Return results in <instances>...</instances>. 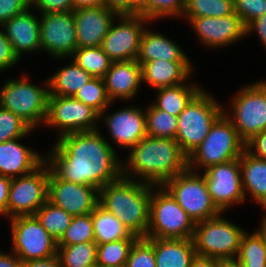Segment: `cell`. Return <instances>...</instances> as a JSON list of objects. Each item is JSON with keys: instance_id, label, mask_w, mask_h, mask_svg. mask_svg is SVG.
I'll return each mask as SVG.
<instances>
[{"instance_id": "1", "label": "cell", "mask_w": 266, "mask_h": 267, "mask_svg": "<svg viewBox=\"0 0 266 267\" xmlns=\"http://www.w3.org/2000/svg\"><path fill=\"white\" fill-rule=\"evenodd\" d=\"M101 133L95 130L62 135L52 144L45 161L60 179L100 190L122 176V159Z\"/></svg>"}, {"instance_id": "2", "label": "cell", "mask_w": 266, "mask_h": 267, "mask_svg": "<svg viewBox=\"0 0 266 267\" xmlns=\"http://www.w3.org/2000/svg\"><path fill=\"white\" fill-rule=\"evenodd\" d=\"M129 151L122 160L124 178L162 186L188 169V155L175 139L145 136Z\"/></svg>"}, {"instance_id": "3", "label": "cell", "mask_w": 266, "mask_h": 267, "mask_svg": "<svg viewBox=\"0 0 266 267\" xmlns=\"http://www.w3.org/2000/svg\"><path fill=\"white\" fill-rule=\"evenodd\" d=\"M154 186L121 176L99 190V205L115 215L132 234L146 237Z\"/></svg>"}, {"instance_id": "4", "label": "cell", "mask_w": 266, "mask_h": 267, "mask_svg": "<svg viewBox=\"0 0 266 267\" xmlns=\"http://www.w3.org/2000/svg\"><path fill=\"white\" fill-rule=\"evenodd\" d=\"M42 84L41 87L31 83L29 75L24 73L21 78H9L0 87V107L13 112L35 130L44 125L47 115L48 79Z\"/></svg>"}, {"instance_id": "5", "label": "cell", "mask_w": 266, "mask_h": 267, "mask_svg": "<svg viewBox=\"0 0 266 267\" xmlns=\"http://www.w3.org/2000/svg\"><path fill=\"white\" fill-rule=\"evenodd\" d=\"M246 150V143L240 138L232 122L224 113L211 126L204 141L188 155V169H197L239 159Z\"/></svg>"}, {"instance_id": "6", "label": "cell", "mask_w": 266, "mask_h": 267, "mask_svg": "<svg viewBox=\"0 0 266 267\" xmlns=\"http://www.w3.org/2000/svg\"><path fill=\"white\" fill-rule=\"evenodd\" d=\"M224 113L219 101L202 88L177 116L175 140L189 155L209 133L211 126Z\"/></svg>"}, {"instance_id": "7", "label": "cell", "mask_w": 266, "mask_h": 267, "mask_svg": "<svg viewBox=\"0 0 266 267\" xmlns=\"http://www.w3.org/2000/svg\"><path fill=\"white\" fill-rule=\"evenodd\" d=\"M222 214L195 223L192 240L197 255L234 262L246 231Z\"/></svg>"}, {"instance_id": "8", "label": "cell", "mask_w": 266, "mask_h": 267, "mask_svg": "<svg viewBox=\"0 0 266 267\" xmlns=\"http://www.w3.org/2000/svg\"><path fill=\"white\" fill-rule=\"evenodd\" d=\"M194 229V221L172 195L163 186H154L145 238L192 239Z\"/></svg>"}, {"instance_id": "9", "label": "cell", "mask_w": 266, "mask_h": 267, "mask_svg": "<svg viewBox=\"0 0 266 267\" xmlns=\"http://www.w3.org/2000/svg\"><path fill=\"white\" fill-rule=\"evenodd\" d=\"M242 87L230 99L232 109L229 110L232 113L224 108V115L247 143L256 134L266 130V80Z\"/></svg>"}, {"instance_id": "10", "label": "cell", "mask_w": 266, "mask_h": 267, "mask_svg": "<svg viewBox=\"0 0 266 267\" xmlns=\"http://www.w3.org/2000/svg\"><path fill=\"white\" fill-rule=\"evenodd\" d=\"M194 223L223 213L213 202L206 180L199 171L186 169L162 185Z\"/></svg>"}, {"instance_id": "11", "label": "cell", "mask_w": 266, "mask_h": 267, "mask_svg": "<svg viewBox=\"0 0 266 267\" xmlns=\"http://www.w3.org/2000/svg\"><path fill=\"white\" fill-rule=\"evenodd\" d=\"M10 249L22 262L57 255V241L46 231L35 215L10 219Z\"/></svg>"}, {"instance_id": "12", "label": "cell", "mask_w": 266, "mask_h": 267, "mask_svg": "<svg viewBox=\"0 0 266 267\" xmlns=\"http://www.w3.org/2000/svg\"><path fill=\"white\" fill-rule=\"evenodd\" d=\"M50 166L44 161L33 172L11 178L7 217L35 215L48 200Z\"/></svg>"}, {"instance_id": "13", "label": "cell", "mask_w": 266, "mask_h": 267, "mask_svg": "<svg viewBox=\"0 0 266 267\" xmlns=\"http://www.w3.org/2000/svg\"><path fill=\"white\" fill-rule=\"evenodd\" d=\"M99 123V113L91 106L74 97L49 95L44 125L57 128V137L72 132L99 130Z\"/></svg>"}, {"instance_id": "14", "label": "cell", "mask_w": 266, "mask_h": 267, "mask_svg": "<svg viewBox=\"0 0 266 267\" xmlns=\"http://www.w3.org/2000/svg\"><path fill=\"white\" fill-rule=\"evenodd\" d=\"M148 23L150 21L142 15L117 16L101 43L102 50L112 62L136 60L141 36Z\"/></svg>"}, {"instance_id": "15", "label": "cell", "mask_w": 266, "mask_h": 267, "mask_svg": "<svg viewBox=\"0 0 266 267\" xmlns=\"http://www.w3.org/2000/svg\"><path fill=\"white\" fill-rule=\"evenodd\" d=\"M202 174L213 202L222 212L245 202L239 159L208 167Z\"/></svg>"}, {"instance_id": "16", "label": "cell", "mask_w": 266, "mask_h": 267, "mask_svg": "<svg viewBox=\"0 0 266 267\" xmlns=\"http://www.w3.org/2000/svg\"><path fill=\"white\" fill-rule=\"evenodd\" d=\"M40 42L41 51L49 53L54 60L71 58L77 49L73 11L41 14Z\"/></svg>"}, {"instance_id": "17", "label": "cell", "mask_w": 266, "mask_h": 267, "mask_svg": "<svg viewBox=\"0 0 266 267\" xmlns=\"http://www.w3.org/2000/svg\"><path fill=\"white\" fill-rule=\"evenodd\" d=\"M48 201L73 217L86 215L99 205V189L62 180L50 168Z\"/></svg>"}, {"instance_id": "18", "label": "cell", "mask_w": 266, "mask_h": 267, "mask_svg": "<svg viewBox=\"0 0 266 267\" xmlns=\"http://www.w3.org/2000/svg\"><path fill=\"white\" fill-rule=\"evenodd\" d=\"M111 104L112 102L99 114V121L104 120L103 124L107 125L110 140L117 145L116 147L130 150L147 136L145 109L130 105L106 114Z\"/></svg>"}, {"instance_id": "19", "label": "cell", "mask_w": 266, "mask_h": 267, "mask_svg": "<svg viewBox=\"0 0 266 267\" xmlns=\"http://www.w3.org/2000/svg\"><path fill=\"white\" fill-rule=\"evenodd\" d=\"M188 23L207 49L234 45L246 36V27L236 13L222 17L192 18Z\"/></svg>"}, {"instance_id": "20", "label": "cell", "mask_w": 266, "mask_h": 267, "mask_svg": "<svg viewBox=\"0 0 266 267\" xmlns=\"http://www.w3.org/2000/svg\"><path fill=\"white\" fill-rule=\"evenodd\" d=\"M77 48L101 46L114 20L119 16L104 5L73 11Z\"/></svg>"}, {"instance_id": "21", "label": "cell", "mask_w": 266, "mask_h": 267, "mask_svg": "<svg viewBox=\"0 0 266 267\" xmlns=\"http://www.w3.org/2000/svg\"><path fill=\"white\" fill-rule=\"evenodd\" d=\"M109 100H132L141 90L142 68L137 60L112 62L103 77Z\"/></svg>"}, {"instance_id": "22", "label": "cell", "mask_w": 266, "mask_h": 267, "mask_svg": "<svg viewBox=\"0 0 266 267\" xmlns=\"http://www.w3.org/2000/svg\"><path fill=\"white\" fill-rule=\"evenodd\" d=\"M32 9L30 7L24 12L14 15L1 26L19 60L26 52L27 54L39 53L41 50L40 18L31 13Z\"/></svg>"}, {"instance_id": "23", "label": "cell", "mask_w": 266, "mask_h": 267, "mask_svg": "<svg viewBox=\"0 0 266 267\" xmlns=\"http://www.w3.org/2000/svg\"><path fill=\"white\" fill-rule=\"evenodd\" d=\"M22 138L0 143V175L10 178L27 175L38 168L45 155L24 146Z\"/></svg>"}, {"instance_id": "24", "label": "cell", "mask_w": 266, "mask_h": 267, "mask_svg": "<svg viewBox=\"0 0 266 267\" xmlns=\"http://www.w3.org/2000/svg\"><path fill=\"white\" fill-rule=\"evenodd\" d=\"M191 61L154 60L139 63L142 68V83L154 89L174 86L190 81L194 72Z\"/></svg>"}, {"instance_id": "25", "label": "cell", "mask_w": 266, "mask_h": 267, "mask_svg": "<svg viewBox=\"0 0 266 267\" xmlns=\"http://www.w3.org/2000/svg\"><path fill=\"white\" fill-rule=\"evenodd\" d=\"M145 28L140 40L137 57L139 63H146L158 59L166 61H191L181 46L165 35Z\"/></svg>"}, {"instance_id": "26", "label": "cell", "mask_w": 266, "mask_h": 267, "mask_svg": "<svg viewBox=\"0 0 266 267\" xmlns=\"http://www.w3.org/2000/svg\"><path fill=\"white\" fill-rule=\"evenodd\" d=\"M146 239L154 246L156 267H190L196 255L192 239Z\"/></svg>"}, {"instance_id": "27", "label": "cell", "mask_w": 266, "mask_h": 267, "mask_svg": "<svg viewBox=\"0 0 266 267\" xmlns=\"http://www.w3.org/2000/svg\"><path fill=\"white\" fill-rule=\"evenodd\" d=\"M239 160L245 200L249 194L266 212V160L256 158L247 150L241 154Z\"/></svg>"}, {"instance_id": "28", "label": "cell", "mask_w": 266, "mask_h": 267, "mask_svg": "<svg viewBox=\"0 0 266 267\" xmlns=\"http://www.w3.org/2000/svg\"><path fill=\"white\" fill-rule=\"evenodd\" d=\"M202 88L192 81L190 84L187 81L178 85L159 88L156 91V98L151 103L157 109L178 116Z\"/></svg>"}, {"instance_id": "29", "label": "cell", "mask_w": 266, "mask_h": 267, "mask_svg": "<svg viewBox=\"0 0 266 267\" xmlns=\"http://www.w3.org/2000/svg\"><path fill=\"white\" fill-rule=\"evenodd\" d=\"M69 63L47 78L49 95L74 97L78 90L92 78L74 61L71 60Z\"/></svg>"}, {"instance_id": "30", "label": "cell", "mask_w": 266, "mask_h": 267, "mask_svg": "<svg viewBox=\"0 0 266 267\" xmlns=\"http://www.w3.org/2000/svg\"><path fill=\"white\" fill-rule=\"evenodd\" d=\"M92 221L96 244L114 242L124 238H139L132 234L115 215L100 205L93 210Z\"/></svg>"}, {"instance_id": "31", "label": "cell", "mask_w": 266, "mask_h": 267, "mask_svg": "<svg viewBox=\"0 0 266 267\" xmlns=\"http://www.w3.org/2000/svg\"><path fill=\"white\" fill-rule=\"evenodd\" d=\"M259 229L245 232L241 239L239 253L234 261L240 267H265L266 257L263 242V217Z\"/></svg>"}, {"instance_id": "32", "label": "cell", "mask_w": 266, "mask_h": 267, "mask_svg": "<svg viewBox=\"0 0 266 267\" xmlns=\"http://www.w3.org/2000/svg\"><path fill=\"white\" fill-rule=\"evenodd\" d=\"M57 257L61 267H88L97 265V244L95 242L57 246Z\"/></svg>"}, {"instance_id": "33", "label": "cell", "mask_w": 266, "mask_h": 267, "mask_svg": "<svg viewBox=\"0 0 266 267\" xmlns=\"http://www.w3.org/2000/svg\"><path fill=\"white\" fill-rule=\"evenodd\" d=\"M235 13L234 0H186L182 18L222 17Z\"/></svg>"}, {"instance_id": "34", "label": "cell", "mask_w": 266, "mask_h": 267, "mask_svg": "<svg viewBox=\"0 0 266 267\" xmlns=\"http://www.w3.org/2000/svg\"><path fill=\"white\" fill-rule=\"evenodd\" d=\"M71 57L77 65L92 77L103 78L112 63L101 46L77 48Z\"/></svg>"}, {"instance_id": "35", "label": "cell", "mask_w": 266, "mask_h": 267, "mask_svg": "<svg viewBox=\"0 0 266 267\" xmlns=\"http://www.w3.org/2000/svg\"><path fill=\"white\" fill-rule=\"evenodd\" d=\"M138 238H124L114 242L97 244L98 267H125L129 252Z\"/></svg>"}, {"instance_id": "36", "label": "cell", "mask_w": 266, "mask_h": 267, "mask_svg": "<svg viewBox=\"0 0 266 267\" xmlns=\"http://www.w3.org/2000/svg\"><path fill=\"white\" fill-rule=\"evenodd\" d=\"M35 216L56 241L61 238L73 218L64 209L48 200L36 211Z\"/></svg>"}, {"instance_id": "37", "label": "cell", "mask_w": 266, "mask_h": 267, "mask_svg": "<svg viewBox=\"0 0 266 267\" xmlns=\"http://www.w3.org/2000/svg\"><path fill=\"white\" fill-rule=\"evenodd\" d=\"M145 116L147 136L175 139L177 132V116L157 109L152 103L145 108Z\"/></svg>"}, {"instance_id": "38", "label": "cell", "mask_w": 266, "mask_h": 267, "mask_svg": "<svg viewBox=\"0 0 266 267\" xmlns=\"http://www.w3.org/2000/svg\"><path fill=\"white\" fill-rule=\"evenodd\" d=\"M95 242L92 213L74 216L66 231L57 241V246Z\"/></svg>"}, {"instance_id": "39", "label": "cell", "mask_w": 266, "mask_h": 267, "mask_svg": "<svg viewBox=\"0 0 266 267\" xmlns=\"http://www.w3.org/2000/svg\"><path fill=\"white\" fill-rule=\"evenodd\" d=\"M74 98L85 105L91 106L99 114L111 103L106 93L104 80L99 77H92L78 90Z\"/></svg>"}, {"instance_id": "40", "label": "cell", "mask_w": 266, "mask_h": 267, "mask_svg": "<svg viewBox=\"0 0 266 267\" xmlns=\"http://www.w3.org/2000/svg\"><path fill=\"white\" fill-rule=\"evenodd\" d=\"M33 129L13 112L0 107V143L30 135Z\"/></svg>"}, {"instance_id": "41", "label": "cell", "mask_w": 266, "mask_h": 267, "mask_svg": "<svg viewBox=\"0 0 266 267\" xmlns=\"http://www.w3.org/2000/svg\"><path fill=\"white\" fill-rule=\"evenodd\" d=\"M125 267H156L154 246L145 237L134 242Z\"/></svg>"}, {"instance_id": "42", "label": "cell", "mask_w": 266, "mask_h": 267, "mask_svg": "<svg viewBox=\"0 0 266 267\" xmlns=\"http://www.w3.org/2000/svg\"><path fill=\"white\" fill-rule=\"evenodd\" d=\"M186 0H148V20L156 22L157 19L177 17L180 19Z\"/></svg>"}, {"instance_id": "43", "label": "cell", "mask_w": 266, "mask_h": 267, "mask_svg": "<svg viewBox=\"0 0 266 267\" xmlns=\"http://www.w3.org/2000/svg\"><path fill=\"white\" fill-rule=\"evenodd\" d=\"M234 7L245 27L266 14V0H234Z\"/></svg>"}, {"instance_id": "44", "label": "cell", "mask_w": 266, "mask_h": 267, "mask_svg": "<svg viewBox=\"0 0 266 267\" xmlns=\"http://www.w3.org/2000/svg\"><path fill=\"white\" fill-rule=\"evenodd\" d=\"M31 7L36 8L39 14L74 11L72 0H32Z\"/></svg>"}, {"instance_id": "45", "label": "cell", "mask_w": 266, "mask_h": 267, "mask_svg": "<svg viewBox=\"0 0 266 267\" xmlns=\"http://www.w3.org/2000/svg\"><path fill=\"white\" fill-rule=\"evenodd\" d=\"M20 60L15 55L11 42L7 38L4 30L0 28V72L7 71V69L17 66ZM18 62V63H17Z\"/></svg>"}, {"instance_id": "46", "label": "cell", "mask_w": 266, "mask_h": 267, "mask_svg": "<svg viewBox=\"0 0 266 267\" xmlns=\"http://www.w3.org/2000/svg\"><path fill=\"white\" fill-rule=\"evenodd\" d=\"M30 7V0H0V26Z\"/></svg>"}, {"instance_id": "47", "label": "cell", "mask_w": 266, "mask_h": 267, "mask_svg": "<svg viewBox=\"0 0 266 267\" xmlns=\"http://www.w3.org/2000/svg\"><path fill=\"white\" fill-rule=\"evenodd\" d=\"M246 150L256 158L266 160V130L250 139L246 143Z\"/></svg>"}, {"instance_id": "48", "label": "cell", "mask_w": 266, "mask_h": 267, "mask_svg": "<svg viewBox=\"0 0 266 267\" xmlns=\"http://www.w3.org/2000/svg\"><path fill=\"white\" fill-rule=\"evenodd\" d=\"M245 32L246 37H249L253 32H255L258 35L257 37L260 38L259 40L262 42L263 47L266 48V14L251 21L246 26Z\"/></svg>"}, {"instance_id": "49", "label": "cell", "mask_w": 266, "mask_h": 267, "mask_svg": "<svg viewBox=\"0 0 266 267\" xmlns=\"http://www.w3.org/2000/svg\"><path fill=\"white\" fill-rule=\"evenodd\" d=\"M11 185V178L0 175V215L7 218V206L9 199V190Z\"/></svg>"}, {"instance_id": "50", "label": "cell", "mask_w": 266, "mask_h": 267, "mask_svg": "<svg viewBox=\"0 0 266 267\" xmlns=\"http://www.w3.org/2000/svg\"><path fill=\"white\" fill-rule=\"evenodd\" d=\"M224 261L207 256L195 255L191 261L190 267H223Z\"/></svg>"}, {"instance_id": "51", "label": "cell", "mask_w": 266, "mask_h": 267, "mask_svg": "<svg viewBox=\"0 0 266 267\" xmlns=\"http://www.w3.org/2000/svg\"><path fill=\"white\" fill-rule=\"evenodd\" d=\"M128 15H142L148 19V0H128Z\"/></svg>"}, {"instance_id": "52", "label": "cell", "mask_w": 266, "mask_h": 267, "mask_svg": "<svg viewBox=\"0 0 266 267\" xmlns=\"http://www.w3.org/2000/svg\"><path fill=\"white\" fill-rule=\"evenodd\" d=\"M24 267H61V263L56 256L46 259L29 260L23 262Z\"/></svg>"}, {"instance_id": "53", "label": "cell", "mask_w": 266, "mask_h": 267, "mask_svg": "<svg viewBox=\"0 0 266 267\" xmlns=\"http://www.w3.org/2000/svg\"><path fill=\"white\" fill-rule=\"evenodd\" d=\"M103 5L118 15H128V0H103Z\"/></svg>"}, {"instance_id": "54", "label": "cell", "mask_w": 266, "mask_h": 267, "mask_svg": "<svg viewBox=\"0 0 266 267\" xmlns=\"http://www.w3.org/2000/svg\"><path fill=\"white\" fill-rule=\"evenodd\" d=\"M0 251V267H24L23 262L12 252Z\"/></svg>"}, {"instance_id": "55", "label": "cell", "mask_w": 266, "mask_h": 267, "mask_svg": "<svg viewBox=\"0 0 266 267\" xmlns=\"http://www.w3.org/2000/svg\"><path fill=\"white\" fill-rule=\"evenodd\" d=\"M74 10L87 7H98L103 5V0H72Z\"/></svg>"}, {"instance_id": "56", "label": "cell", "mask_w": 266, "mask_h": 267, "mask_svg": "<svg viewBox=\"0 0 266 267\" xmlns=\"http://www.w3.org/2000/svg\"><path fill=\"white\" fill-rule=\"evenodd\" d=\"M263 242H264L265 257H266V216H263Z\"/></svg>"}, {"instance_id": "57", "label": "cell", "mask_w": 266, "mask_h": 267, "mask_svg": "<svg viewBox=\"0 0 266 267\" xmlns=\"http://www.w3.org/2000/svg\"><path fill=\"white\" fill-rule=\"evenodd\" d=\"M223 267H240L235 262H224Z\"/></svg>"}]
</instances>
